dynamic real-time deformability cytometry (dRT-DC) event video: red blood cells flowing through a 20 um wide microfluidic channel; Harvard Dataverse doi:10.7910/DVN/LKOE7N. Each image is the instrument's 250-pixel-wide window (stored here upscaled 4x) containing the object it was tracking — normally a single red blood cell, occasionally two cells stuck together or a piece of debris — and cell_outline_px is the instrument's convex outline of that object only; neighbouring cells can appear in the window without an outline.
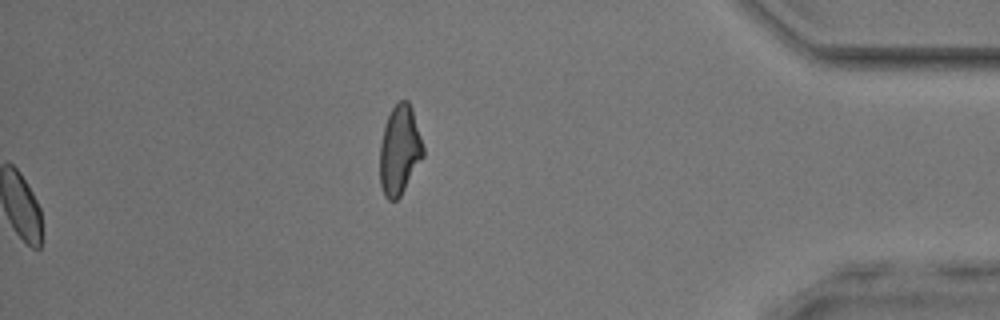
{"species": "common noctule bat (a hibernating species)", "species_latin": "Nyctalus noctula", "temperature_condition": "room temperature", "stored_images_in_passage": 38, "camera_frame_rate_fps": 3000, "um_per_image_px": 0.085, "animal": {"sex": "male", "body_mass_g": 17.9, "forearm_length_mm": 54.2}, "frame": {"image": 1, "passage_image": 38, "time_ms": 12.333, "image_size_px": [1000, 320], "cell_outline_px": [[424, 156], [400, 196], [396, 200], [388, 200], [384, 196], [380, 184], [380, 144], [384, 124], [392, 108], [400, 100], [408, 100], [412, 108], [424, 148]], "centroid_in_image_um": [33.96, 12.76], "position_along_channel_um": 401.2, "area_um2": 22.54}}